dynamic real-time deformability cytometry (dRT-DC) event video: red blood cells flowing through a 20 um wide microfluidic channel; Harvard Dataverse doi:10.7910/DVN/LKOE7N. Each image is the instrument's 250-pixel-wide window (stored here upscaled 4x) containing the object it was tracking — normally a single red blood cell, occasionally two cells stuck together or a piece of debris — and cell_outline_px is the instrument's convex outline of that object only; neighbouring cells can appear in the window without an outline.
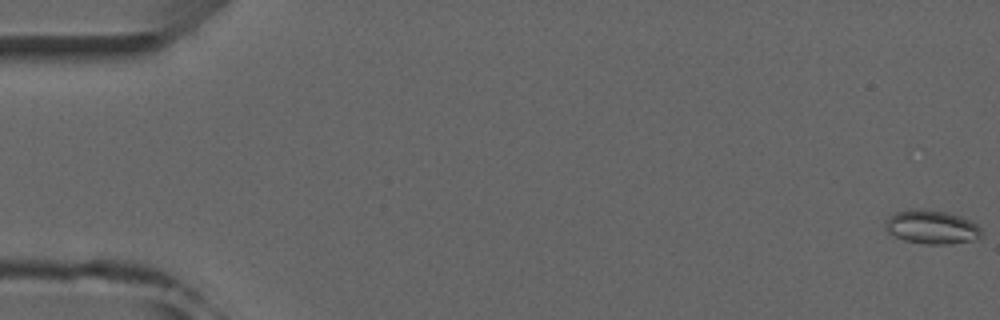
{"species": "common noctule bat (a hibernating species)", "species_latin": "Nyctalus noctula", "temperature_condition": "room temperature", "stored_images_in_passage": 6, "camera_frame_rate_fps": 3000, "um_per_image_px": 0.085, "animal": {"sex": "male", "forearm_length_mm": 52.5}, "frame": {"image": 1, "passage_image": 1, "time_ms": 0.0, "image_size_px": [1000, 320], "cell_outline_px": [[984, 232], [980, 236], [972, 240], [952, 244], [928, 244], [904, 240], [888, 232], [884, 224], [888, 216], [896, 212], [908, 208], [924, 208], [948, 212], [960, 216], [976, 224]], "centroid_in_image_um": [79.17, 19.27], "position_along_channel_um": 5.8, "area_um2": 19.07}}